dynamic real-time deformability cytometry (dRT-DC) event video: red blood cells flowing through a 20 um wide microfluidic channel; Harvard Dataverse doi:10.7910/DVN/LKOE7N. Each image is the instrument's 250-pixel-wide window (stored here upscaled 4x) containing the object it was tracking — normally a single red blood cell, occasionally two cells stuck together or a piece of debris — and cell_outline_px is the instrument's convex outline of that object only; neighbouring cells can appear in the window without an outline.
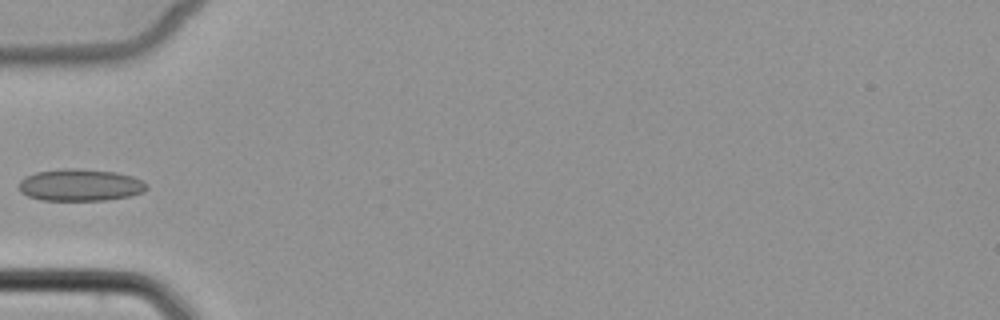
{"species": "common noctule bat (a hibernating species)", "species_latin": "Nyctalus noctula", "temperature_condition": "cold", "stored_images_in_passage": 5, "camera_frame_rate_fps": 3000, "um_per_image_px": 0.085, "animal": {"sex": "female", "body_mass_g": 22.7, "forearm_length_mm": 54.2}, "frame": {"image": 1, "passage_image": 4, "time_ms": 4.667, "image_size_px": [1000, 320], "cell_outline_px": [[148, 188], [144, 192], [128, 196], [104, 200], [40, 200], [28, 196], [20, 192], [20, 180], [24, 176], [36, 172], [64, 168], [76, 168], [116, 172], [132, 176], [144, 180], [148, 184]], "centroid_in_image_um": [6.83, 15.72], "position_along_channel_um": 78.2, "area_um2": 23.99}}
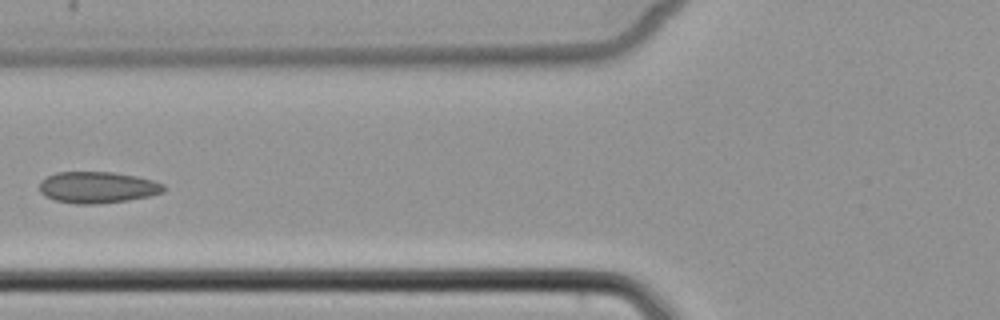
{"frame": {"image": 2, "passage_image": 5, "time_ms": 5.667, "image_size_px": [1000, 320], "cell_outline_px": [[164, 192], [148, 196], [128, 200], [96, 204], [76, 204], [56, 200], [44, 196], [40, 192], [40, 180], [56, 172], [112, 172], [136, 176], [152, 180], [164, 184]], "centroid_in_image_um": [8.27, 15.92], "position_along_channel_um": 117.5, "area_um2": 22.72}}